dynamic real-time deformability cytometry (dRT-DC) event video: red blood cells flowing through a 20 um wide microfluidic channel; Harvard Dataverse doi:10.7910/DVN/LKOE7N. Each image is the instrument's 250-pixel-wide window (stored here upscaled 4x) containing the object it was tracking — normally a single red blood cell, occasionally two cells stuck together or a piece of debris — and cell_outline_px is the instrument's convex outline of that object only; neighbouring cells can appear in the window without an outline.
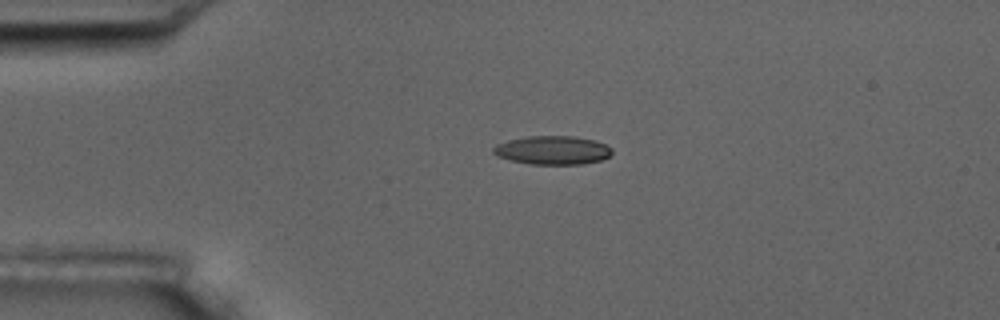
{"species": "common noctule bat (a hibernating species)", "species_latin": "Nyctalus noctula", "temperature_condition": "room temperature", "stored_images_in_passage": 4, "camera_frame_rate_fps": 3000, "um_per_image_px": 0.085, "animal": {"sex": "male", "body_mass_g": 17.5, "forearm_length_mm": 52.3}, "frame": {"image": 1, "passage_image": 3, "time_ms": 2.333, "image_size_px": [1000, 320], "cell_outline_px": [[612, 152], [608, 156], [600, 160], [584, 164], [528, 164], [496, 156], [492, 152], [492, 148], [496, 144], [508, 140], [528, 136], [572, 136], [596, 140], [612, 148]], "centroid_in_image_um": [46.95, 12.76], "position_along_channel_um": 38.1, "area_um2": 19.83}}